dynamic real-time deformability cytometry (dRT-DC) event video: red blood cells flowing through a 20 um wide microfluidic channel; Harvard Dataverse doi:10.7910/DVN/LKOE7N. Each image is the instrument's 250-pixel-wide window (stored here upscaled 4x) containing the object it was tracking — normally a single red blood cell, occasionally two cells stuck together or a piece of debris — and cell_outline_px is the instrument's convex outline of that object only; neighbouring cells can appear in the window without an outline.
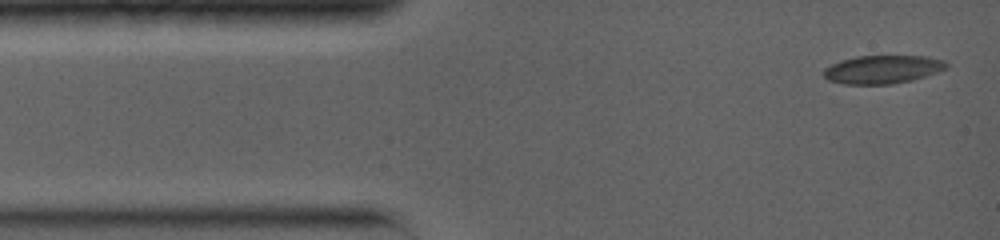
{"species": "common noctule bat (a hibernating species)", "species_latin": "Nyctalus noctula", "temperature_condition": "warm", "stored_images_in_passage": 34, "camera_frame_rate_fps": 5000, "um_per_image_px": 0.085, "animal": {"sex": "female", "body_mass_g": 19.0, "forearm_length_mm": 56.7}, "frame": {"image": 1, "passage_image": 1, "time_ms": 0.0, "image_size_px": [1000, 240], "cell_outline_px": [[948, 64], [944, 68], [936, 72], [912, 80], [892, 84], [844, 84], [828, 80], [824, 76], [824, 68], [840, 60], [856, 56], [928, 56], [944, 60]], "centroid_in_image_um": [74.99, 5.89], "position_along_channel_um": 10.0, "area_um2": 20.11}}
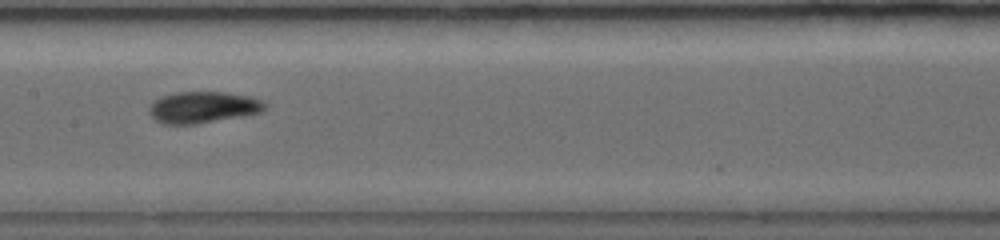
{"frame": {"image": 2, "passage_image": 15, "time_ms": 6.2, "image_size_px": [1000, 240], "cell_outline_px": [[268, 104], [260, 112], [240, 116], [196, 124], [164, 124], [156, 120], [148, 112], [148, 108], [160, 96], [176, 92], [224, 92], [248, 96], [264, 100]], "centroid_in_image_um": [17.24, 9.11], "position_along_channel_um": 190.2, "area_um2": 21.1}}
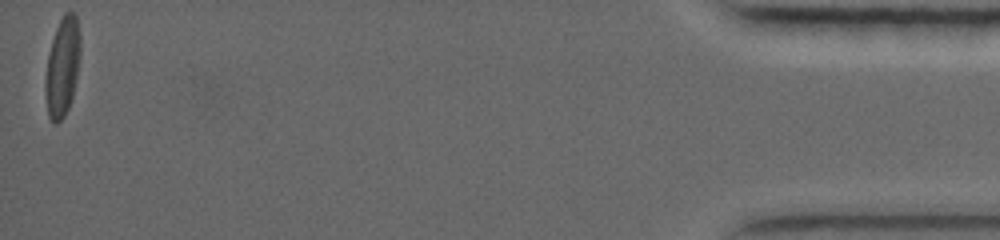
{"frame": {"image": 3, "passage_image": 34, "time_ms": 15.6, "image_size_px": [1000, 240], "cell_outline_px": [[80, 56], [72, 96], [68, 108], [64, 116], [56, 124], [52, 124], [48, 116], [44, 92], [44, 84], [48, 56], [52, 40], [56, 28], [64, 12], [76, 12], [80, 32]], "centroid_in_image_um": [5.29, 5.67], "position_along_channel_um": 429.9, "area_um2": 20.35}, "authors_computed_cell_mechanics": {"area_um2": 20.2589, "velocity_mm_per_s": 3.9425, "shape_relaxation_time_tau1_ms": 5.0289, "shape_relaxation_time_tau2_ms": 2.3018, "deformation_change_tau1": 0.167, "deformation_change_tau2": 0.0734}}